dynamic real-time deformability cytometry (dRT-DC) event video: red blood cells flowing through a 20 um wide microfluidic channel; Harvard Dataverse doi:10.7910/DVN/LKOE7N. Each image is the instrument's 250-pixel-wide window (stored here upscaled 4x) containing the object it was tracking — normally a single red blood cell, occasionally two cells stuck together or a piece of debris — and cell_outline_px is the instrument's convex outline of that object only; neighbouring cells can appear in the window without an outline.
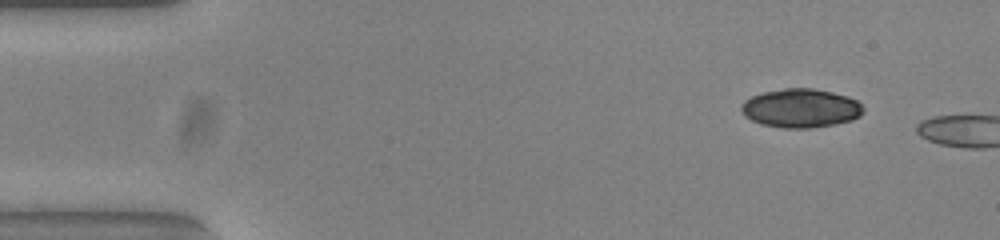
{"species": "common noctule bat (a hibernating species)", "species_latin": "Nyctalus noctula", "temperature_condition": "warm", "stored_images_in_passage": 3, "camera_frame_rate_fps": 3000, "um_per_image_px": 0.085, "animal": {"sex": "female", "body_mass_g": 23.0, "forearm_length_mm": 53.4}, "frame": {"image": 1, "passage_image": 1, "time_ms": 0.0, "image_size_px": [1000, 240], "cell_outline_px": [[864, 112], [860, 116], [852, 120], [836, 124], [808, 128], [784, 128], [760, 124], [744, 116], [740, 108], [744, 100], [752, 96], [764, 92], [784, 88], [812, 88], [832, 92], [848, 96], [856, 100], [864, 108]], "centroid_in_image_um": [68.07, 9.2], "position_along_channel_um": 16.9, "area_um2": 27.69}}